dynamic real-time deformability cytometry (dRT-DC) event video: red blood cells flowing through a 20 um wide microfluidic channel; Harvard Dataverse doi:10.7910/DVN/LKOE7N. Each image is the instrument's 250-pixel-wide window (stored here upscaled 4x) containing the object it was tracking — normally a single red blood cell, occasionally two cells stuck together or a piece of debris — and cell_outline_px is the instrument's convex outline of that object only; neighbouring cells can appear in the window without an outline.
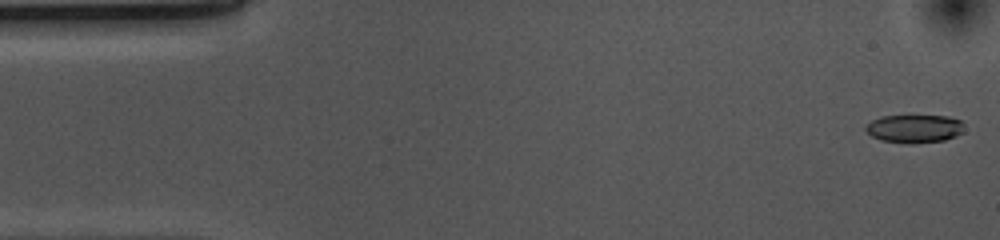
{"species": "common noctule bat (a hibernating species)", "species_latin": "Nyctalus noctula", "temperature_condition": "cold", "stored_images_in_passage": 52, "camera_frame_rate_fps": 3000, "um_per_image_px": 0.085, "animal": {"sex": "female", "body_mass_g": 10.0, "forearm_length_mm": 53.1}, "frame": {"image": 1, "passage_image": 1, "time_ms": 0.0, "image_size_px": [1000, 240], "cell_outline_px": [[964, 132], [956, 136], [944, 140], [880, 140], [872, 136], [864, 128], [872, 120], [880, 116], [948, 116], [960, 120], [964, 124]], "centroid_in_image_um": [77.77, 10.87], "position_along_channel_um": 7.2, "area_um2": 15.32}}
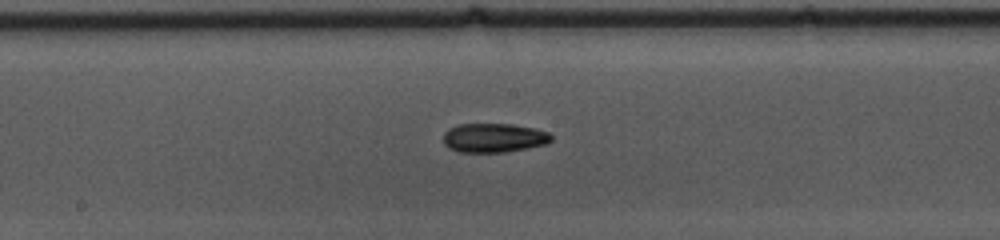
{"frame": {"image": 2, "passage_image": 26, "time_ms": 8.333, "image_size_px": [1000, 240], "cell_outline_px": [[552, 140], [548, 144], [528, 148], [504, 152], [460, 152], [448, 148], [444, 144], [444, 132], [448, 128], [456, 124], [512, 124], [536, 128], [548, 132], [552, 136]], "centroid_in_image_um": [41.98, 11.71], "position_along_channel_um": 206.2, "area_um2": 18.55}}
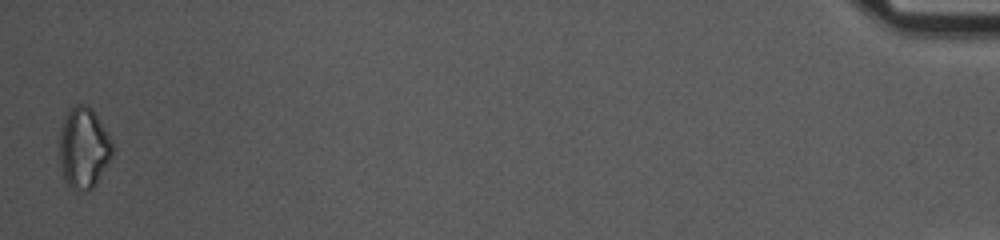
{"frame": {"image": 3, "passage_image": 52, "time_ms": 17.0, "image_size_px": [1000, 240], "cell_outline_px": [[112, 152], [96, 184], [88, 192], [84, 192], [72, 188], [64, 180], [60, 164], [60, 132], [64, 120], [72, 104], [88, 104], [92, 108], [112, 140]], "centroid_in_image_um": [7.1, 12.56], "position_along_channel_um": 428.1, "area_um2": 24.8}, "authors_computed_cell_mechanics": {"area_um2": 17.8024, "velocity_mm_per_s": 3.7205, "shape_relaxation_time_tau1_ms": 4.784, "shape_relaxation_time_tau2_ms": null, "deformation_change_tau1": 0.1243, "deformation_change_tau2": null}}